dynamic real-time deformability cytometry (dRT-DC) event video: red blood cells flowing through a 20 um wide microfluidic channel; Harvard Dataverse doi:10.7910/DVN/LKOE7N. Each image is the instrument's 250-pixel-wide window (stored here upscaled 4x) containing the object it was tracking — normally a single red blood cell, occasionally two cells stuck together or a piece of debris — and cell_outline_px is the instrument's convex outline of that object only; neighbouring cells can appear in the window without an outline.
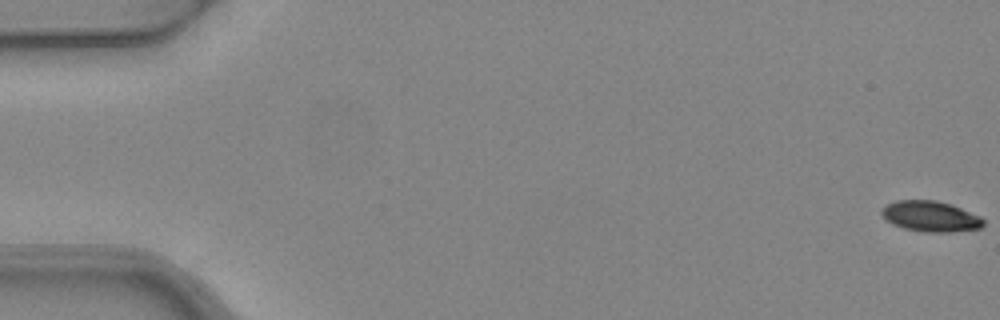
{"species": "common noctule bat (a hibernating species)", "species_latin": "Nyctalus noctula", "temperature_condition": "warm", "stored_images_in_passage": 5, "camera_frame_rate_fps": 3000, "um_per_image_px": 0.085, "animal": {"sex": "female", "body_mass_g": 24.6, "forearm_length_mm": 56.2}, "frame": {"image": 1, "passage_image": 1, "time_ms": 0.0, "image_size_px": [1000, 320], "cell_outline_px": [[984, 224], [980, 228], [952, 232], [924, 232], [904, 228], [892, 224], [880, 212], [888, 204], [896, 200], [936, 200], [960, 208], [980, 216], [984, 220]], "centroid_in_image_um": [79.11, 18.4], "position_along_channel_um": 5.9, "area_um2": 17.92}}
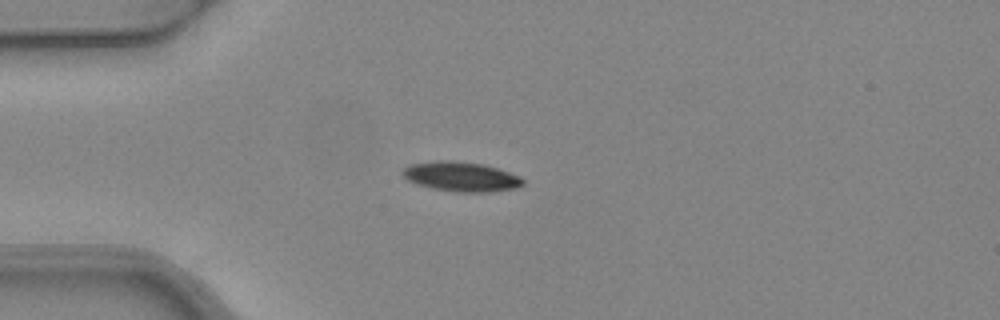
{"frame": {"image": 2, "passage_image": 5, "time_ms": 1.333, "image_size_px": [1000, 320], "cell_outline_px": [[524, 184], [516, 188], [492, 192], [456, 192], [432, 188], [416, 184], [408, 180], [400, 172], [404, 168], [412, 164], [440, 160], [452, 160], [484, 164], [520, 176], [524, 180]], "centroid_in_image_um": [39.21, 15.02], "position_along_channel_um": 45.8, "area_um2": 20.81}}